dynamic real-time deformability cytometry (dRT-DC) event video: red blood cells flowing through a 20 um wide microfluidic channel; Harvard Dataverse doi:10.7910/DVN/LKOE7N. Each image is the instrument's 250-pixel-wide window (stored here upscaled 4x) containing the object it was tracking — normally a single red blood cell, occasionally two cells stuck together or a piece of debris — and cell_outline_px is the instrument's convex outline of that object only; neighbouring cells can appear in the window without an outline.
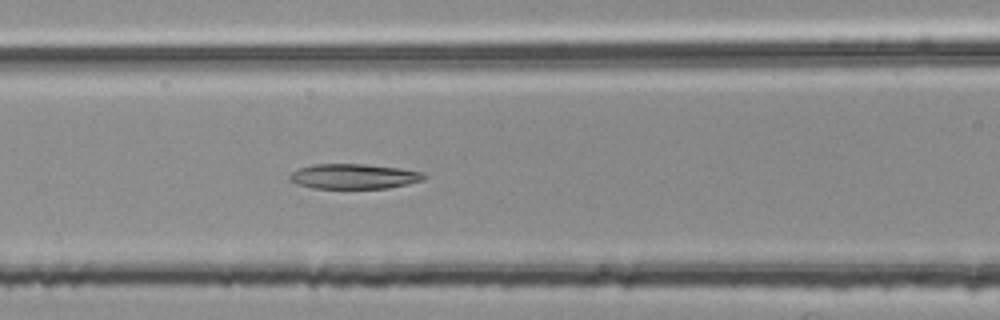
{"species": "common noctule bat (a hibernating species)", "species_latin": "Nyctalus noctula", "temperature_condition": "room temperature", "stored_images_in_passage": 39, "camera_frame_rate_fps": 3000, "um_per_image_px": 0.085, "animal": {"sex": "female", "body_mass_g": 25.1}, "frame": {"image": 1, "passage_image": 8, "time_ms": 2.333, "image_size_px": [1000, 320], "cell_outline_px": [[428, 176], [424, 180], [408, 184], [388, 188], [312, 188], [300, 184], [292, 180], [288, 176], [292, 172], [300, 168], [312, 164], [364, 164], [400, 168], [424, 172]], "centroid_in_image_um": [30.15, 14.98], "position_along_channel_um": 136.5, "area_um2": 19.54}}
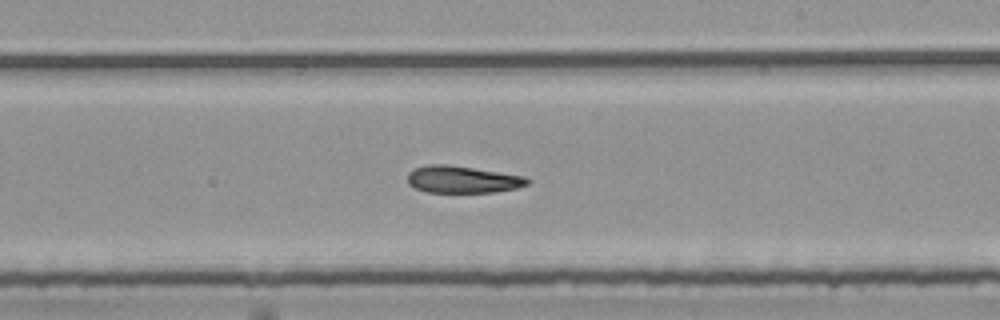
{"frame": {"image": 2, "passage_image": 17, "time_ms": 5.333, "image_size_px": [1000, 320], "cell_outline_px": [[532, 180], [528, 184], [516, 188], [492, 192], [428, 192], [416, 188], [408, 184], [408, 172], [412, 168], [428, 164], [448, 164], [524, 176]], "centroid_in_image_um": [39.28, 15.24], "position_along_channel_um": 249.7, "area_um2": 18.9}}
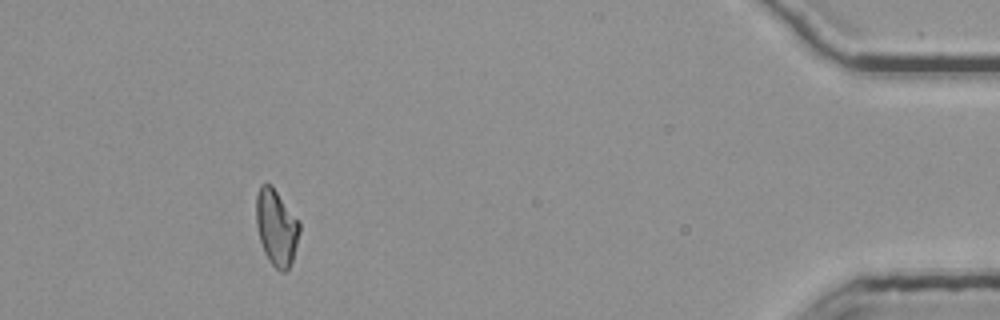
{"frame": {"image": 3, "passage_image": 35, "time_ms": 11.333, "image_size_px": [1000, 320], "cell_outline_px": [[300, 232], [292, 260], [288, 272], [280, 272], [268, 260], [264, 252], [260, 240], [256, 224], [256, 196], [260, 184], [272, 184], [300, 220]], "centroid_in_image_um": [23.51, 19.31], "position_along_channel_um": 411.7, "area_um2": 19.59}, "authors_computed_cell_mechanics": {"area_um2": 19.4786, "velocity_mm_per_s": 3.7941, "shape_relaxation_time_tau1_ms": null, "shape_relaxation_time_tau2_ms": 7.4843, "deformation_change_tau1": null, "deformation_change_tau2": 0.1635}}